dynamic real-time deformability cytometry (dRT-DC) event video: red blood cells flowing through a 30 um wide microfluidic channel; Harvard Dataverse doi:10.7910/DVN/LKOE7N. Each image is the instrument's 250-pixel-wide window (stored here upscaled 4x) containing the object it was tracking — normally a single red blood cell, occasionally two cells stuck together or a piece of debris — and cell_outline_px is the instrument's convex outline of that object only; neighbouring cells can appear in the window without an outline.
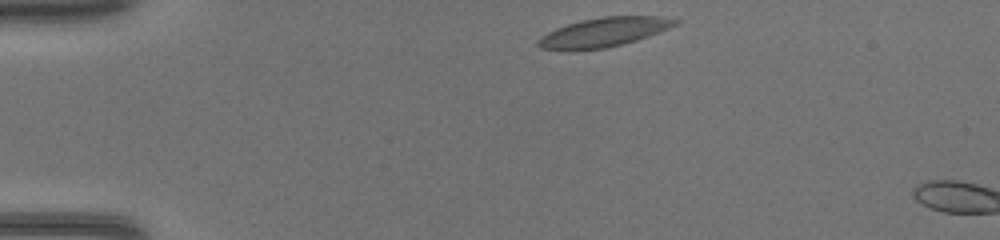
{"species": "common noctule bat (a hibernating species)", "species_latin": "Nyctalus noctula", "temperature_condition": "warm", "stored_images_in_passage": 3, "camera_frame_rate_fps": 3000, "um_per_image_px": 0.085, "animal": {"sex": "female", "body_mass_g": 17.0, "forearm_length_mm": 48.0}, "frame": {"image": 1, "passage_image": 1, "time_ms": 0.0, "image_size_px": [1000, 240], "cell_outline_px": [[680, 20], [676, 24], [660, 32], [636, 40], [604, 48], [540, 48], [536, 44], [536, 40], [548, 32], [556, 28], [580, 20], [604, 16], [656, 16]], "centroid_in_image_um": [51.35, 2.7], "position_along_channel_um": 33.6, "area_um2": 22.54}}